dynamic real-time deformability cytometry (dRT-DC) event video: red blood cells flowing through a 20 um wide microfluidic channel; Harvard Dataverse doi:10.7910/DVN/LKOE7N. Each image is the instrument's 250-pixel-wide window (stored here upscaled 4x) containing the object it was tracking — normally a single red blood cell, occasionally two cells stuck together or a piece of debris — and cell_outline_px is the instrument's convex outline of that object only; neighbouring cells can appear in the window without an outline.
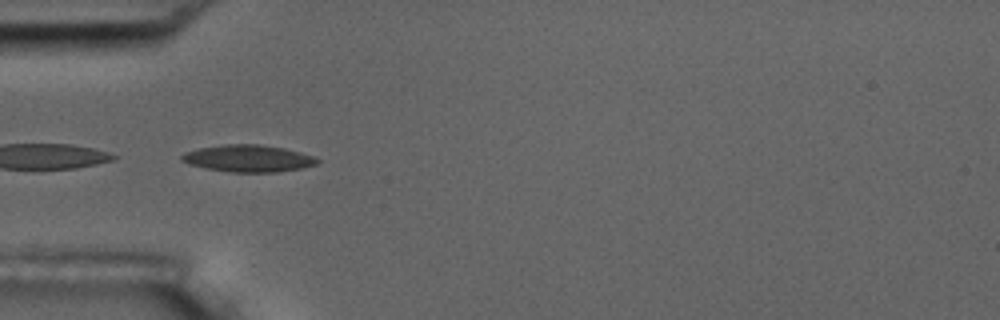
{"species": "common noctule bat (a hibernating species)", "species_latin": "Nyctalus noctula", "temperature_condition": "room temperature", "stored_images_in_passage": 6, "camera_frame_rate_fps": 3000, "um_per_image_px": 0.085, "animal": {"sex": "male", "body_mass_g": 17.5, "forearm_length_mm": 52.3}, "frame": {"image": 1, "passage_image": 5, "time_ms": 5.667, "image_size_px": [1000, 320], "cell_outline_px": [[320, 160], [316, 164], [300, 168], [276, 172], [228, 172], [188, 164], [180, 160], [180, 156], [184, 152], [200, 148], [224, 144], [260, 144], [284, 148], [300, 152], [312, 156]], "centroid_in_image_um": [21.06, 13.46], "position_along_channel_um": 63.9, "area_um2": 21.21}}